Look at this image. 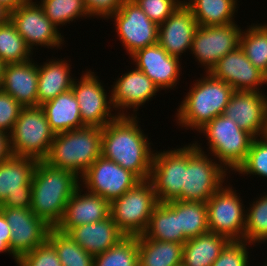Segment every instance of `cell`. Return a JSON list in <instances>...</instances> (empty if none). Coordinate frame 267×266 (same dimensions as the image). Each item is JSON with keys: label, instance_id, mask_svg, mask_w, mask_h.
Instances as JSON below:
<instances>
[{"label": "cell", "instance_id": "obj_21", "mask_svg": "<svg viewBox=\"0 0 267 266\" xmlns=\"http://www.w3.org/2000/svg\"><path fill=\"white\" fill-rule=\"evenodd\" d=\"M262 92L234 91L223 113L254 138L264 136L266 129L267 95Z\"/></svg>", "mask_w": 267, "mask_h": 266}, {"label": "cell", "instance_id": "obj_12", "mask_svg": "<svg viewBox=\"0 0 267 266\" xmlns=\"http://www.w3.org/2000/svg\"><path fill=\"white\" fill-rule=\"evenodd\" d=\"M234 23L217 26H198L190 52L206 73L230 51L240 46L242 29ZM200 63V64H199Z\"/></svg>", "mask_w": 267, "mask_h": 266}, {"label": "cell", "instance_id": "obj_26", "mask_svg": "<svg viewBox=\"0 0 267 266\" xmlns=\"http://www.w3.org/2000/svg\"><path fill=\"white\" fill-rule=\"evenodd\" d=\"M63 59L52 57L50 61L48 59L43 64H38V106L72 89L76 77H72L71 60L68 63Z\"/></svg>", "mask_w": 267, "mask_h": 266}, {"label": "cell", "instance_id": "obj_34", "mask_svg": "<svg viewBox=\"0 0 267 266\" xmlns=\"http://www.w3.org/2000/svg\"><path fill=\"white\" fill-rule=\"evenodd\" d=\"M179 208L180 230L188 240L209 232L204 202L171 200Z\"/></svg>", "mask_w": 267, "mask_h": 266}, {"label": "cell", "instance_id": "obj_16", "mask_svg": "<svg viewBox=\"0 0 267 266\" xmlns=\"http://www.w3.org/2000/svg\"><path fill=\"white\" fill-rule=\"evenodd\" d=\"M176 148V149H175ZM154 151L149 181L159 202L175 200L184 178V147Z\"/></svg>", "mask_w": 267, "mask_h": 266}, {"label": "cell", "instance_id": "obj_17", "mask_svg": "<svg viewBox=\"0 0 267 266\" xmlns=\"http://www.w3.org/2000/svg\"><path fill=\"white\" fill-rule=\"evenodd\" d=\"M0 210L10 226V249L17 258L47 241L51 227L30 208L0 207Z\"/></svg>", "mask_w": 267, "mask_h": 266}, {"label": "cell", "instance_id": "obj_7", "mask_svg": "<svg viewBox=\"0 0 267 266\" xmlns=\"http://www.w3.org/2000/svg\"><path fill=\"white\" fill-rule=\"evenodd\" d=\"M158 203L150 181L141 180L110 203V215L125 236H140Z\"/></svg>", "mask_w": 267, "mask_h": 266}, {"label": "cell", "instance_id": "obj_6", "mask_svg": "<svg viewBox=\"0 0 267 266\" xmlns=\"http://www.w3.org/2000/svg\"><path fill=\"white\" fill-rule=\"evenodd\" d=\"M198 132L208 140V154L218 160L228 172H235L245 161L254 139L223 114L206 123Z\"/></svg>", "mask_w": 267, "mask_h": 266}, {"label": "cell", "instance_id": "obj_14", "mask_svg": "<svg viewBox=\"0 0 267 266\" xmlns=\"http://www.w3.org/2000/svg\"><path fill=\"white\" fill-rule=\"evenodd\" d=\"M38 160L12 155L0 163V207H31V180Z\"/></svg>", "mask_w": 267, "mask_h": 266}, {"label": "cell", "instance_id": "obj_41", "mask_svg": "<svg viewBox=\"0 0 267 266\" xmlns=\"http://www.w3.org/2000/svg\"><path fill=\"white\" fill-rule=\"evenodd\" d=\"M17 266H63L55 248L46 241L34 250L20 256Z\"/></svg>", "mask_w": 267, "mask_h": 266}, {"label": "cell", "instance_id": "obj_51", "mask_svg": "<svg viewBox=\"0 0 267 266\" xmlns=\"http://www.w3.org/2000/svg\"><path fill=\"white\" fill-rule=\"evenodd\" d=\"M262 266H267V260H265L264 265L262 264Z\"/></svg>", "mask_w": 267, "mask_h": 266}, {"label": "cell", "instance_id": "obj_18", "mask_svg": "<svg viewBox=\"0 0 267 266\" xmlns=\"http://www.w3.org/2000/svg\"><path fill=\"white\" fill-rule=\"evenodd\" d=\"M111 87L112 105L119 116H137L140 106L151 101L160 91L154 82L136 67L116 78ZM129 109L133 111L132 114L128 112Z\"/></svg>", "mask_w": 267, "mask_h": 266}, {"label": "cell", "instance_id": "obj_37", "mask_svg": "<svg viewBox=\"0 0 267 266\" xmlns=\"http://www.w3.org/2000/svg\"><path fill=\"white\" fill-rule=\"evenodd\" d=\"M260 196L246 207L244 241L253 246L264 242L267 244V193Z\"/></svg>", "mask_w": 267, "mask_h": 266}, {"label": "cell", "instance_id": "obj_5", "mask_svg": "<svg viewBox=\"0 0 267 266\" xmlns=\"http://www.w3.org/2000/svg\"><path fill=\"white\" fill-rule=\"evenodd\" d=\"M194 142L184 146L183 186L175 200L206 203L228 181L229 172Z\"/></svg>", "mask_w": 267, "mask_h": 266}, {"label": "cell", "instance_id": "obj_20", "mask_svg": "<svg viewBox=\"0 0 267 266\" xmlns=\"http://www.w3.org/2000/svg\"><path fill=\"white\" fill-rule=\"evenodd\" d=\"M209 73L234 91H263L260 87L267 84L265 74L248 60L240 46L222 57Z\"/></svg>", "mask_w": 267, "mask_h": 266}, {"label": "cell", "instance_id": "obj_39", "mask_svg": "<svg viewBox=\"0 0 267 266\" xmlns=\"http://www.w3.org/2000/svg\"><path fill=\"white\" fill-rule=\"evenodd\" d=\"M242 175H257L267 178V138L264 136L253 139L245 161L235 171Z\"/></svg>", "mask_w": 267, "mask_h": 266}, {"label": "cell", "instance_id": "obj_28", "mask_svg": "<svg viewBox=\"0 0 267 266\" xmlns=\"http://www.w3.org/2000/svg\"><path fill=\"white\" fill-rule=\"evenodd\" d=\"M148 239L184 244L187 239L180 230L179 208L172 202H159L143 234Z\"/></svg>", "mask_w": 267, "mask_h": 266}, {"label": "cell", "instance_id": "obj_49", "mask_svg": "<svg viewBox=\"0 0 267 266\" xmlns=\"http://www.w3.org/2000/svg\"><path fill=\"white\" fill-rule=\"evenodd\" d=\"M5 65L6 64L0 59V89H1V86H2V82H3Z\"/></svg>", "mask_w": 267, "mask_h": 266}, {"label": "cell", "instance_id": "obj_31", "mask_svg": "<svg viewBox=\"0 0 267 266\" xmlns=\"http://www.w3.org/2000/svg\"><path fill=\"white\" fill-rule=\"evenodd\" d=\"M139 266L182 265L183 244L138 236Z\"/></svg>", "mask_w": 267, "mask_h": 266}, {"label": "cell", "instance_id": "obj_15", "mask_svg": "<svg viewBox=\"0 0 267 266\" xmlns=\"http://www.w3.org/2000/svg\"><path fill=\"white\" fill-rule=\"evenodd\" d=\"M140 181L131 171L100 156L80 178V185L111 203Z\"/></svg>", "mask_w": 267, "mask_h": 266}, {"label": "cell", "instance_id": "obj_40", "mask_svg": "<svg viewBox=\"0 0 267 266\" xmlns=\"http://www.w3.org/2000/svg\"><path fill=\"white\" fill-rule=\"evenodd\" d=\"M252 245L244 240L230 241L211 266H250L248 250Z\"/></svg>", "mask_w": 267, "mask_h": 266}, {"label": "cell", "instance_id": "obj_8", "mask_svg": "<svg viewBox=\"0 0 267 266\" xmlns=\"http://www.w3.org/2000/svg\"><path fill=\"white\" fill-rule=\"evenodd\" d=\"M54 137L40 106L23 107L10 134L12 155L41 161L47 156Z\"/></svg>", "mask_w": 267, "mask_h": 266}, {"label": "cell", "instance_id": "obj_42", "mask_svg": "<svg viewBox=\"0 0 267 266\" xmlns=\"http://www.w3.org/2000/svg\"><path fill=\"white\" fill-rule=\"evenodd\" d=\"M157 24H162L178 7L182 0H133Z\"/></svg>", "mask_w": 267, "mask_h": 266}, {"label": "cell", "instance_id": "obj_48", "mask_svg": "<svg viewBox=\"0 0 267 266\" xmlns=\"http://www.w3.org/2000/svg\"><path fill=\"white\" fill-rule=\"evenodd\" d=\"M10 20V11L0 4V25L7 23Z\"/></svg>", "mask_w": 267, "mask_h": 266}, {"label": "cell", "instance_id": "obj_47", "mask_svg": "<svg viewBox=\"0 0 267 266\" xmlns=\"http://www.w3.org/2000/svg\"><path fill=\"white\" fill-rule=\"evenodd\" d=\"M27 1L28 0H0V4L12 12Z\"/></svg>", "mask_w": 267, "mask_h": 266}, {"label": "cell", "instance_id": "obj_44", "mask_svg": "<svg viewBox=\"0 0 267 266\" xmlns=\"http://www.w3.org/2000/svg\"><path fill=\"white\" fill-rule=\"evenodd\" d=\"M89 17L109 20L122 6L125 0H83Z\"/></svg>", "mask_w": 267, "mask_h": 266}, {"label": "cell", "instance_id": "obj_29", "mask_svg": "<svg viewBox=\"0 0 267 266\" xmlns=\"http://www.w3.org/2000/svg\"><path fill=\"white\" fill-rule=\"evenodd\" d=\"M230 240L222 235L207 232L188 239L183 244V266H211Z\"/></svg>", "mask_w": 267, "mask_h": 266}, {"label": "cell", "instance_id": "obj_45", "mask_svg": "<svg viewBox=\"0 0 267 266\" xmlns=\"http://www.w3.org/2000/svg\"><path fill=\"white\" fill-rule=\"evenodd\" d=\"M10 226L6 221V217L0 210V253H9L17 264L18 258L12 253L10 249Z\"/></svg>", "mask_w": 267, "mask_h": 266}, {"label": "cell", "instance_id": "obj_33", "mask_svg": "<svg viewBox=\"0 0 267 266\" xmlns=\"http://www.w3.org/2000/svg\"><path fill=\"white\" fill-rule=\"evenodd\" d=\"M47 241L55 248L63 266H94V257L81 248L69 234L51 228Z\"/></svg>", "mask_w": 267, "mask_h": 266}, {"label": "cell", "instance_id": "obj_24", "mask_svg": "<svg viewBox=\"0 0 267 266\" xmlns=\"http://www.w3.org/2000/svg\"><path fill=\"white\" fill-rule=\"evenodd\" d=\"M0 90L11 95L23 107L38 106V63L32 58L6 64Z\"/></svg>", "mask_w": 267, "mask_h": 266}, {"label": "cell", "instance_id": "obj_30", "mask_svg": "<svg viewBox=\"0 0 267 266\" xmlns=\"http://www.w3.org/2000/svg\"><path fill=\"white\" fill-rule=\"evenodd\" d=\"M198 26H217L236 22L238 0H183Z\"/></svg>", "mask_w": 267, "mask_h": 266}, {"label": "cell", "instance_id": "obj_50", "mask_svg": "<svg viewBox=\"0 0 267 266\" xmlns=\"http://www.w3.org/2000/svg\"><path fill=\"white\" fill-rule=\"evenodd\" d=\"M264 137L267 138V121H266V129H265Z\"/></svg>", "mask_w": 267, "mask_h": 266}, {"label": "cell", "instance_id": "obj_11", "mask_svg": "<svg viewBox=\"0 0 267 266\" xmlns=\"http://www.w3.org/2000/svg\"><path fill=\"white\" fill-rule=\"evenodd\" d=\"M10 20L32 53L34 49L38 50V46L45 49H62L66 42L58 27L45 15L38 0H28L10 12Z\"/></svg>", "mask_w": 267, "mask_h": 266}, {"label": "cell", "instance_id": "obj_2", "mask_svg": "<svg viewBox=\"0 0 267 266\" xmlns=\"http://www.w3.org/2000/svg\"><path fill=\"white\" fill-rule=\"evenodd\" d=\"M79 186L80 178L74 173L38 161L31 180L30 209L51 228H56Z\"/></svg>", "mask_w": 267, "mask_h": 266}, {"label": "cell", "instance_id": "obj_32", "mask_svg": "<svg viewBox=\"0 0 267 266\" xmlns=\"http://www.w3.org/2000/svg\"><path fill=\"white\" fill-rule=\"evenodd\" d=\"M242 29L240 47L248 60L265 75L267 74V23H253ZM244 31V32H243Z\"/></svg>", "mask_w": 267, "mask_h": 266}, {"label": "cell", "instance_id": "obj_27", "mask_svg": "<svg viewBox=\"0 0 267 266\" xmlns=\"http://www.w3.org/2000/svg\"><path fill=\"white\" fill-rule=\"evenodd\" d=\"M40 107L55 134L85 127L81 119L78 101L72 89L45 102Z\"/></svg>", "mask_w": 267, "mask_h": 266}, {"label": "cell", "instance_id": "obj_10", "mask_svg": "<svg viewBox=\"0 0 267 266\" xmlns=\"http://www.w3.org/2000/svg\"><path fill=\"white\" fill-rule=\"evenodd\" d=\"M77 80V81H76ZM91 70L86 69L80 77L75 78L72 91L79 104L82 122L85 126L103 128L119 115L112 113L111 90L107 93L104 83ZM109 94V95H108Z\"/></svg>", "mask_w": 267, "mask_h": 266}, {"label": "cell", "instance_id": "obj_35", "mask_svg": "<svg viewBox=\"0 0 267 266\" xmlns=\"http://www.w3.org/2000/svg\"><path fill=\"white\" fill-rule=\"evenodd\" d=\"M32 55L11 20L0 25V59L5 64L25 62L32 59Z\"/></svg>", "mask_w": 267, "mask_h": 266}, {"label": "cell", "instance_id": "obj_25", "mask_svg": "<svg viewBox=\"0 0 267 266\" xmlns=\"http://www.w3.org/2000/svg\"><path fill=\"white\" fill-rule=\"evenodd\" d=\"M67 234L93 257L107 251L125 237L111 215L95 223L73 227Z\"/></svg>", "mask_w": 267, "mask_h": 266}, {"label": "cell", "instance_id": "obj_36", "mask_svg": "<svg viewBox=\"0 0 267 266\" xmlns=\"http://www.w3.org/2000/svg\"><path fill=\"white\" fill-rule=\"evenodd\" d=\"M94 266H139L138 236H125L94 257Z\"/></svg>", "mask_w": 267, "mask_h": 266}, {"label": "cell", "instance_id": "obj_3", "mask_svg": "<svg viewBox=\"0 0 267 266\" xmlns=\"http://www.w3.org/2000/svg\"><path fill=\"white\" fill-rule=\"evenodd\" d=\"M205 74V75H204ZM202 74L190 85L189 91L177 107L176 125L185 129H201L206 123L224 113L234 89L210 73ZM204 75V76H203Z\"/></svg>", "mask_w": 267, "mask_h": 266}, {"label": "cell", "instance_id": "obj_46", "mask_svg": "<svg viewBox=\"0 0 267 266\" xmlns=\"http://www.w3.org/2000/svg\"><path fill=\"white\" fill-rule=\"evenodd\" d=\"M12 156L10 148V135L0 130V163Z\"/></svg>", "mask_w": 267, "mask_h": 266}, {"label": "cell", "instance_id": "obj_9", "mask_svg": "<svg viewBox=\"0 0 267 266\" xmlns=\"http://www.w3.org/2000/svg\"><path fill=\"white\" fill-rule=\"evenodd\" d=\"M225 184L206 202L208 229L209 232L225 236L230 241H242L246 209L237 190L230 183L229 186Z\"/></svg>", "mask_w": 267, "mask_h": 266}, {"label": "cell", "instance_id": "obj_22", "mask_svg": "<svg viewBox=\"0 0 267 266\" xmlns=\"http://www.w3.org/2000/svg\"><path fill=\"white\" fill-rule=\"evenodd\" d=\"M198 28L191 9L183 2L158 27V44L170 55L181 58L191 49Z\"/></svg>", "mask_w": 267, "mask_h": 266}, {"label": "cell", "instance_id": "obj_23", "mask_svg": "<svg viewBox=\"0 0 267 266\" xmlns=\"http://www.w3.org/2000/svg\"><path fill=\"white\" fill-rule=\"evenodd\" d=\"M83 189L80 185L69 199L63 218L56 227L60 232L68 233L73 227L95 223L110 216V202Z\"/></svg>", "mask_w": 267, "mask_h": 266}, {"label": "cell", "instance_id": "obj_43", "mask_svg": "<svg viewBox=\"0 0 267 266\" xmlns=\"http://www.w3.org/2000/svg\"><path fill=\"white\" fill-rule=\"evenodd\" d=\"M23 106L11 95L0 90V130L8 133L13 131L16 120Z\"/></svg>", "mask_w": 267, "mask_h": 266}, {"label": "cell", "instance_id": "obj_13", "mask_svg": "<svg viewBox=\"0 0 267 266\" xmlns=\"http://www.w3.org/2000/svg\"><path fill=\"white\" fill-rule=\"evenodd\" d=\"M109 19L114 21L117 37L129 57L137 50L158 42L159 26L133 0H125Z\"/></svg>", "mask_w": 267, "mask_h": 266}, {"label": "cell", "instance_id": "obj_19", "mask_svg": "<svg viewBox=\"0 0 267 266\" xmlns=\"http://www.w3.org/2000/svg\"><path fill=\"white\" fill-rule=\"evenodd\" d=\"M136 65L161 90H172L182 74L181 59L170 56L158 43L137 50L130 56Z\"/></svg>", "mask_w": 267, "mask_h": 266}, {"label": "cell", "instance_id": "obj_1", "mask_svg": "<svg viewBox=\"0 0 267 266\" xmlns=\"http://www.w3.org/2000/svg\"><path fill=\"white\" fill-rule=\"evenodd\" d=\"M137 116H118L102 128L101 156L148 180L154 151Z\"/></svg>", "mask_w": 267, "mask_h": 266}, {"label": "cell", "instance_id": "obj_4", "mask_svg": "<svg viewBox=\"0 0 267 266\" xmlns=\"http://www.w3.org/2000/svg\"><path fill=\"white\" fill-rule=\"evenodd\" d=\"M101 138L102 128L97 126H85L55 134L43 161L81 178L101 156Z\"/></svg>", "mask_w": 267, "mask_h": 266}, {"label": "cell", "instance_id": "obj_38", "mask_svg": "<svg viewBox=\"0 0 267 266\" xmlns=\"http://www.w3.org/2000/svg\"><path fill=\"white\" fill-rule=\"evenodd\" d=\"M38 3L56 27L66 26L82 17L89 18L83 0H40Z\"/></svg>", "mask_w": 267, "mask_h": 266}]
</instances>
